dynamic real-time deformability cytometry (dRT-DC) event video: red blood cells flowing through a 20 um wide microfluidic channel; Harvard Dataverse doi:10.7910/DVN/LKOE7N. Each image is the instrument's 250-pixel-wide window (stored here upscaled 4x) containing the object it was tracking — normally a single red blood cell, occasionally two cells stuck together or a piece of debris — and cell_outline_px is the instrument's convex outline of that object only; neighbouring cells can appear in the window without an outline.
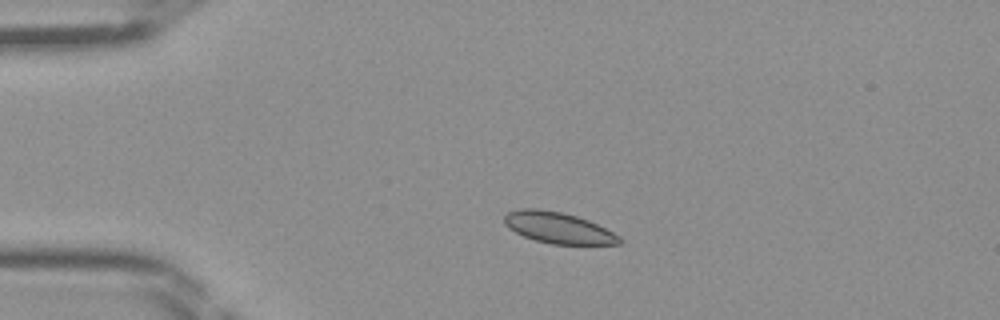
{"species": "Egyptian fruit bat (a non-hibernating species)", "species_latin": "Rousettus aegyptiacus", "temperature_condition": "room temperature", "stored_images_in_passage": 43, "camera_frame_rate_fps": 3000, "um_per_image_px": 0.085, "frame": {"image": 1, "passage_image": 7, "time_ms": 2.0, "image_size_px": [1000, 320], "cell_outline_px": [[624, 240], [620, 244], [552, 244], [536, 240], [524, 236], [508, 228], [504, 224], [504, 216], [508, 212], [520, 208], [536, 208], [564, 212], [588, 220], [620, 236]], "centroid_in_image_um": [47.44, 19.35], "position_along_channel_um": 37.6, "area_um2": 20.87}}
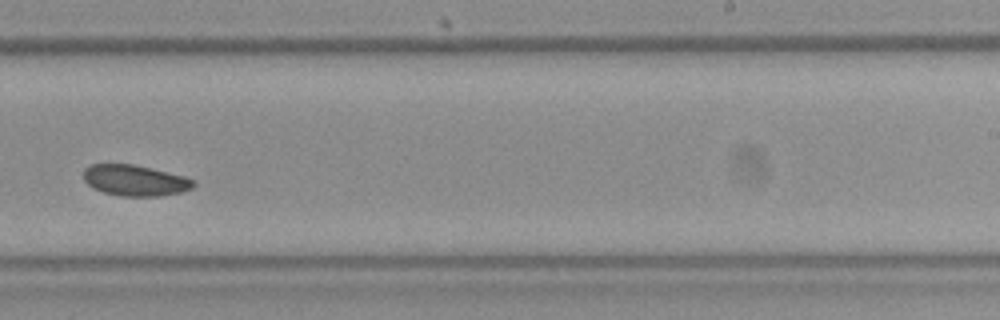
{"frame": {"image": 2, "passage_image": 26, "time_ms": 8.333, "image_size_px": [1000, 320], "cell_outline_px": [[196, 184], [192, 188], [180, 192], [160, 196], [120, 196], [104, 192], [92, 188], [84, 180], [84, 168], [92, 164], [132, 164], [184, 176], [192, 180]], "centroid_in_image_um": [11.45, 15.34], "position_along_channel_um": 277.6, "area_um2": 19.65}}
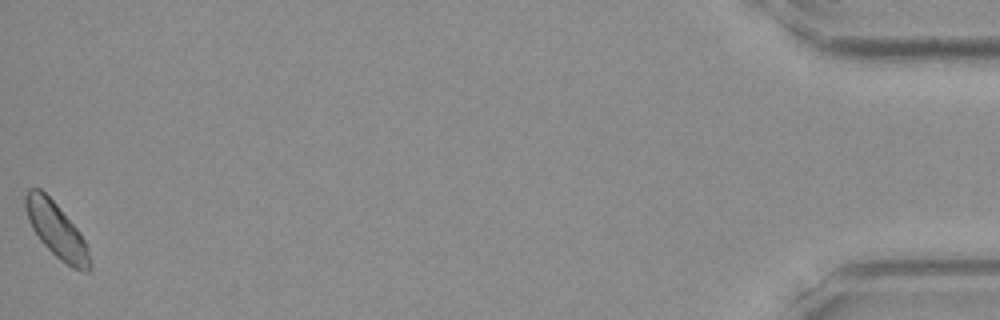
{"frame": {"image": 3, "passage_image": 43, "time_ms": 14.0, "image_size_px": [1000, 320], "cell_outline_px": [[92, 268], [88, 272], [84, 272], [72, 268], [60, 260], [40, 240], [32, 228], [28, 220], [24, 204], [24, 196], [28, 188], [40, 188], [56, 204], [80, 232], [88, 248], [92, 264]], "centroid_in_image_um": [4.81, 19.59], "position_along_channel_um": 430.4, "area_um2": 20.63}}